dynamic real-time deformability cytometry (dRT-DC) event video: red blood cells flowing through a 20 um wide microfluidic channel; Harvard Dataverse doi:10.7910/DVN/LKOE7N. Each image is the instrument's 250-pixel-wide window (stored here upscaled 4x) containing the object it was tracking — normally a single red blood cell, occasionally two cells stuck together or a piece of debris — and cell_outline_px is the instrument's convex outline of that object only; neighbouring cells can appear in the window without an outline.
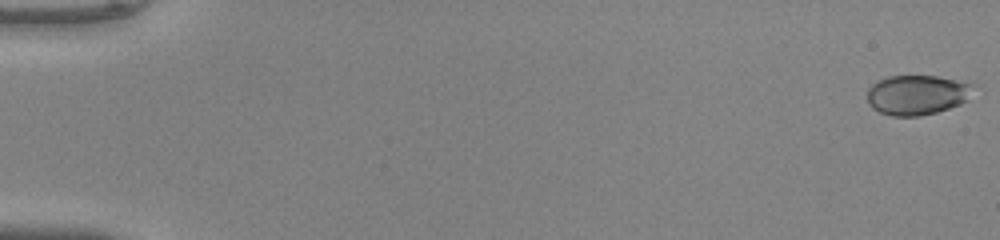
{"species": "common noctule bat (a hibernating species)", "species_latin": "Nyctalus noctula", "temperature_condition": "warm", "stored_images_in_passage": 50, "camera_frame_rate_fps": 3000, "um_per_image_px": 0.085, "animal": {"sex": "male", "body_mass_g": 20.0, "forearm_length_mm": 53.3}, "frame": {"image": 1, "passage_image": 1, "time_ms": 0.0, "image_size_px": [1000, 240], "cell_outline_px": [[972, 84], [968, 100], [960, 104], [936, 112], [920, 116], [892, 116], [880, 112], [872, 108], [868, 104], [868, 88], [872, 84], [888, 76], [936, 76], [956, 80]], "centroid_in_image_um": [77.91, 8.07], "position_along_channel_um": 7.1, "area_um2": 24.39}}
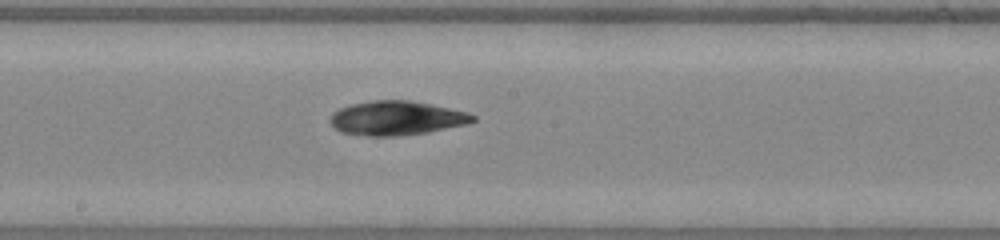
{"frame": {"image": 2, "passage_image": 29, "time_ms": 9.333, "image_size_px": [1000, 240], "cell_outline_px": [[476, 120], [468, 124], [428, 132], [396, 136], [368, 136], [340, 132], [328, 120], [332, 112], [340, 108], [352, 104], [372, 100], [408, 100], [432, 104], [468, 112], [476, 116]], "centroid_in_image_um": [33.71, 10.04], "position_along_channel_um": 214.5, "area_um2": 28.55}}
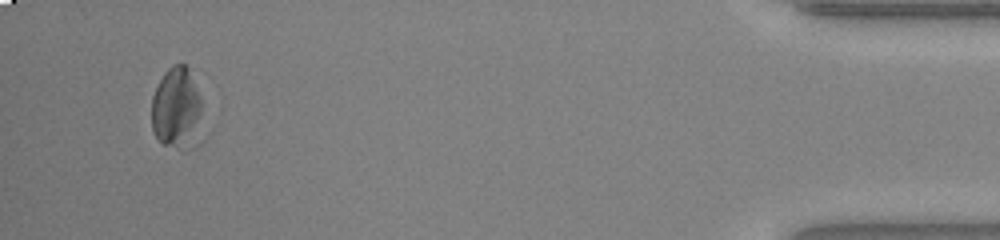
{"frame": {"image": 3, "passage_image": 49, "time_ms": 16.0, "image_size_px": [1000, 240], "cell_outline_px": [[208, 136], [196, 148], [176, 148], [164, 144], [156, 136], [152, 128], [152, 96], [164, 72], [172, 64], [184, 64], [188, 68], [200, 96]], "centroid_in_image_um": [15.16, 9.33], "position_along_channel_um": 420.0, "area_um2": 25.78}}